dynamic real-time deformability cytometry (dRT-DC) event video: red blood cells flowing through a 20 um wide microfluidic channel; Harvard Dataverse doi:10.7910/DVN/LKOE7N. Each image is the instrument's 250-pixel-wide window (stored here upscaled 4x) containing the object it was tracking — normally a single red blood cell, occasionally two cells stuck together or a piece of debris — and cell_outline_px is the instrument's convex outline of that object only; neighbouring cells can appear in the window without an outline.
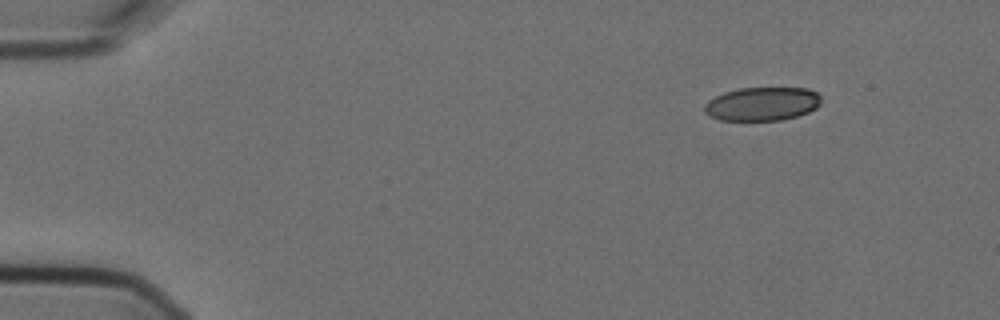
{"species": "Egyptian fruit bat (a non-hibernating species)", "species_latin": "Rousettus aegyptiacus", "temperature_condition": "cold", "stored_images_in_passage": 5, "camera_frame_rate_fps": 3000, "um_per_image_px": 0.085, "animal": {"sex": "female"}, "frame": {"image": 1, "passage_image": 1, "time_ms": 0.0, "image_size_px": [1000, 320], "cell_outline_px": [[820, 104], [816, 108], [808, 112], [796, 116], [780, 120], [720, 120], [708, 116], [704, 112], [704, 104], [708, 100], [724, 92], [740, 88], [808, 88], [816, 92], [820, 96]], "centroid_in_image_um": [64.76, 8.83], "position_along_channel_um": 20.2, "area_um2": 22.89}}
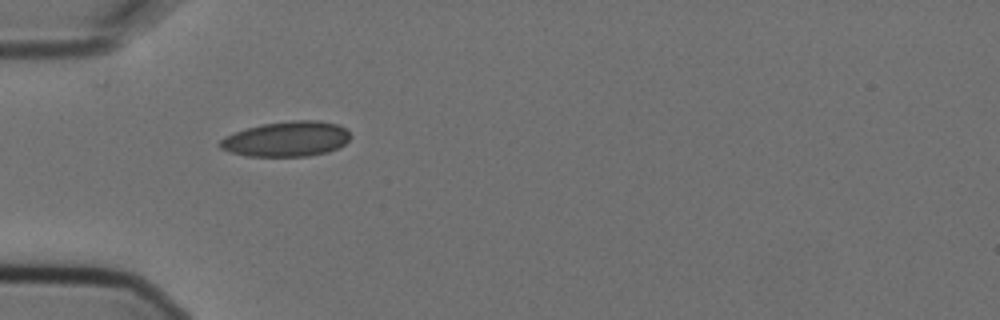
{"frame": {"image": 2, "passage_image": 4, "time_ms": 1.0, "image_size_px": [1000, 320], "cell_outline_px": [[352, 136], [340, 148], [328, 152], [308, 156], [248, 156], [228, 152], [220, 148], [216, 144], [224, 136], [248, 128], [264, 124], [292, 120], [316, 120], [336, 124], [344, 128]], "centroid_in_image_um": [24.35, 11.82], "position_along_channel_um": 60.7, "area_um2": 26.76}}
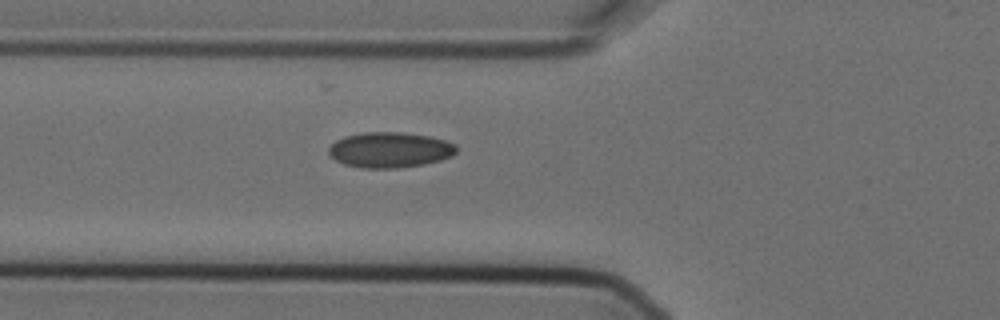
{"frame": {"image": 3, "passage_image": 5, "time_ms": 1.333, "image_size_px": [1000, 320], "cell_outline_px": [[456, 152], [452, 156], [440, 160], [424, 164], [396, 168], [360, 168], [344, 164], [328, 156], [328, 148], [336, 140], [344, 136], [364, 132], [400, 132], [428, 136], [444, 140], [456, 144]], "centroid_in_image_um": [33.1, 12.74], "position_along_channel_um": 92.7, "area_um2": 26.47}}